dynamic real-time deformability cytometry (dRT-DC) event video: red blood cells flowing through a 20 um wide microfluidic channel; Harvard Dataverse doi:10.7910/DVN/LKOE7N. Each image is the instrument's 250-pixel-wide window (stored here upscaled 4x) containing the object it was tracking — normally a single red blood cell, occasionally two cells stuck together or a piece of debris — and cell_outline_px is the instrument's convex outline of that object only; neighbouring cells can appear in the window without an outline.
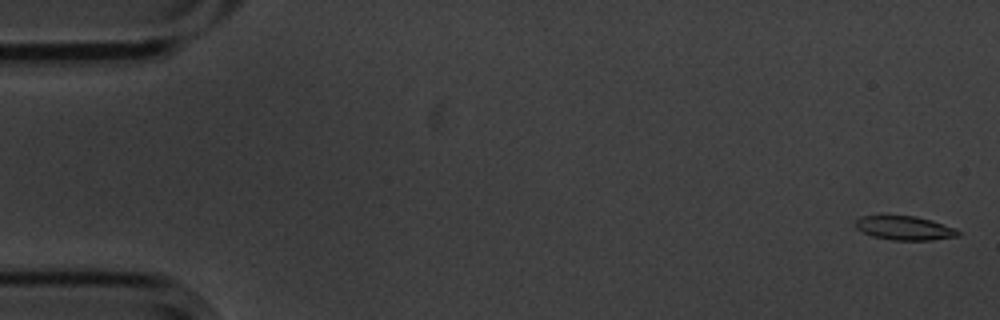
{"species": "common noctule bat (a hibernating species)", "species_latin": "Nyctalus noctula", "temperature_condition": "cold", "stored_images_in_passage": 56, "camera_frame_rate_fps": 3000, "um_per_image_px": 0.085, "animal": {"sex": "male", "body_mass_g": 20.1, "forearm_length_mm": 53.5}, "frame": {"image": 1, "passage_image": 2, "time_ms": 0.333, "image_size_px": [1000, 320], "cell_outline_px": [[960, 236], [932, 240], [892, 240], [872, 236], [856, 228], [856, 220], [860, 216], [912, 216], [932, 220], [952, 228], [960, 232]], "centroid_in_image_um": [76.88, 19.39], "position_along_channel_um": 8.1, "area_um2": 14.1}}
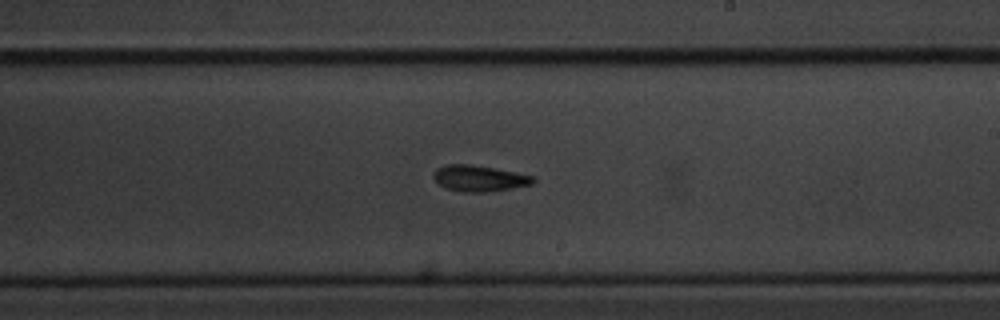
{"frame": {"image": 2, "passage_image": 33, "time_ms": 10.667, "image_size_px": [1000, 320], "cell_outline_px": [[536, 180], [532, 184], [512, 188], [480, 192], [460, 192], [444, 188], [432, 176], [432, 172], [436, 168], [448, 164], [472, 164], [516, 172], [532, 176]], "centroid_in_image_um": [40.69, 15.15], "position_along_channel_um": 248.3, "area_um2": 15.14}}
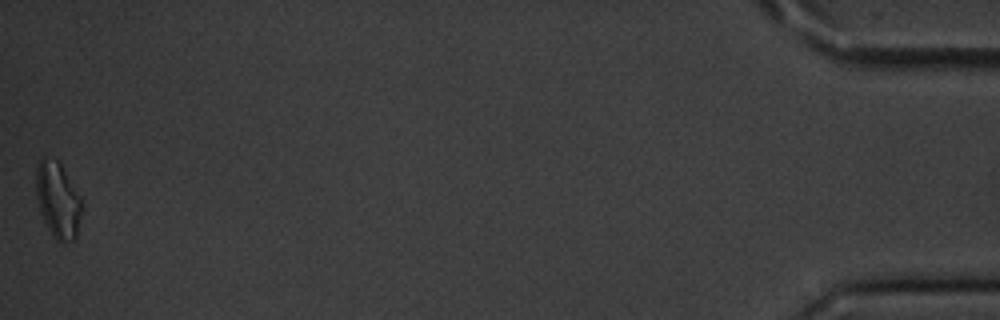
{"frame": {"image": 3, "passage_image": 56, "time_ms": 18.333, "image_size_px": [1000, 320], "cell_outline_px": [[84, 204], [76, 236], [72, 240], [60, 244], [52, 236], [40, 212], [36, 196], [36, 168], [40, 156], [44, 156], [56, 160], [60, 164], [80, 196]], "centroid_in_image_um": [4.91, 17.02], "position_along_channel_um": 430.3, "area_um2": 20.4}, "authors_computed_cell_mechanics": {"area_um2": 15.028, "velocity_mm_per_s": 3.6069, "shape_relaxation_time_tau1_ms": 3.644, "shape_relaxation_time_tau2_ms": 5.6784, "deformation_change_tau1": 0.1046, "deformation_change_tau2": 0.139}}